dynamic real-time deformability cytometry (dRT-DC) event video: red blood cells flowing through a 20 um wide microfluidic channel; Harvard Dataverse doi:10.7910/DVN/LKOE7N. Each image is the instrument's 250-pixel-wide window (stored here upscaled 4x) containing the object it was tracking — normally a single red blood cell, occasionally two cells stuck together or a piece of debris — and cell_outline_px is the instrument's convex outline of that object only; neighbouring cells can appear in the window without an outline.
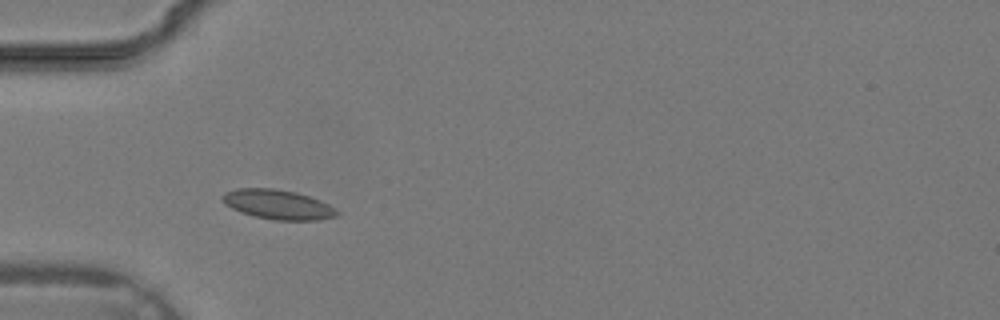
{"species": "common noctule bat (a hibernating species)", "species_latin": "Nyctalus noctula", "temperature_condition": "warm", "stored_images_in_passage": 24, "camera_frame_rate_fps": 3000, "um_per_image_px": 0.085, "animal": {"sex": "male", "body_mass_g": 19.2, "forearm_length_mm": 51.8}, "frame": {"image": 1, "passage_image": 3, "time_ms": 0.667, "image_size_px": [1000, 320], "cell_outline_px": [[340, 212], [336, 216], [316, 220], [272, 220], [240, 212], [224, 204], [220, 196], [224, 192], [236, 188], [272, 188], [296, 192], [320, 200], [336, 208]], "centroid_in_image_um": [23.59, 17.37], "position_along_channel_um": 61.4, "area_um2": 19.83}}
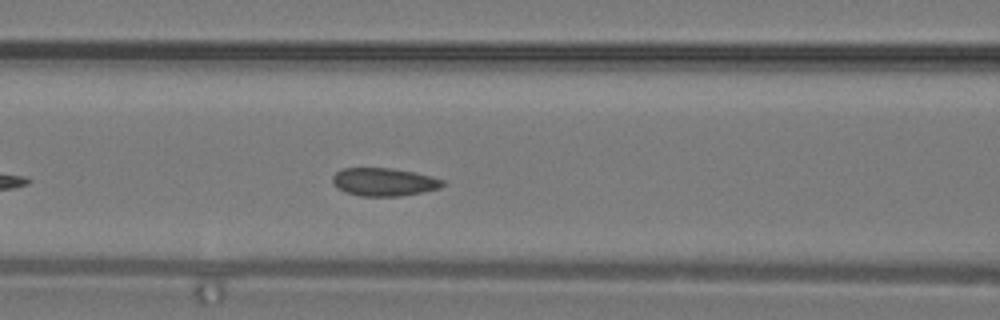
{"frame": {"image": 2, "passage_image": 7, "time_ms": 2.0, "image_size_px": [1000, 320], "cell_outline_px": [[444, 184], [440, 188], [400, 196], [360, 196], [344, 192], [336, 188], [332, 184], [332, 176], [340, 168], [392, 168], [432, 176], [444, 180]], "centroid_in_image_um": [32.58, 15.46], "position_along_channel_um": 134.0, "area_um2": 18.09}}
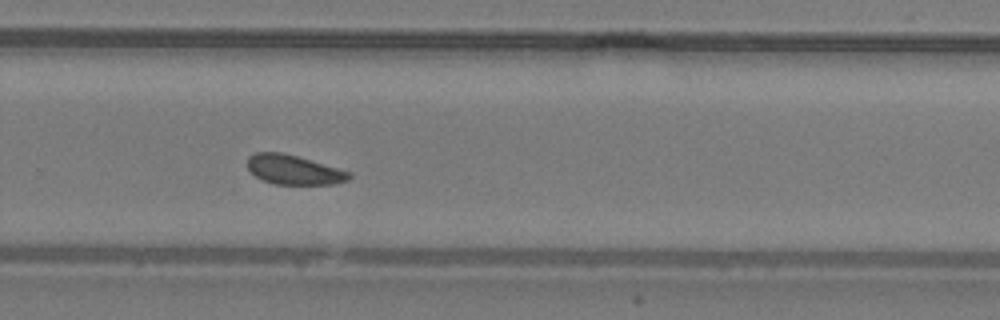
{"frame": {"image": 3, "passage_image": 16, "time_ms": 5.0, "image_size_px": [1000, 320], "cell_outline_px": [[352, 176], [348, 180], [336, 184], [272, 184], [260, 180], [248, 168], [248, 156], [256, 152], [284, 152], [352, 172]], "centroid_in_image_um": [24.98, 14.43], "position_along_channel_um": 304.8, "area_um2": 17.63}}